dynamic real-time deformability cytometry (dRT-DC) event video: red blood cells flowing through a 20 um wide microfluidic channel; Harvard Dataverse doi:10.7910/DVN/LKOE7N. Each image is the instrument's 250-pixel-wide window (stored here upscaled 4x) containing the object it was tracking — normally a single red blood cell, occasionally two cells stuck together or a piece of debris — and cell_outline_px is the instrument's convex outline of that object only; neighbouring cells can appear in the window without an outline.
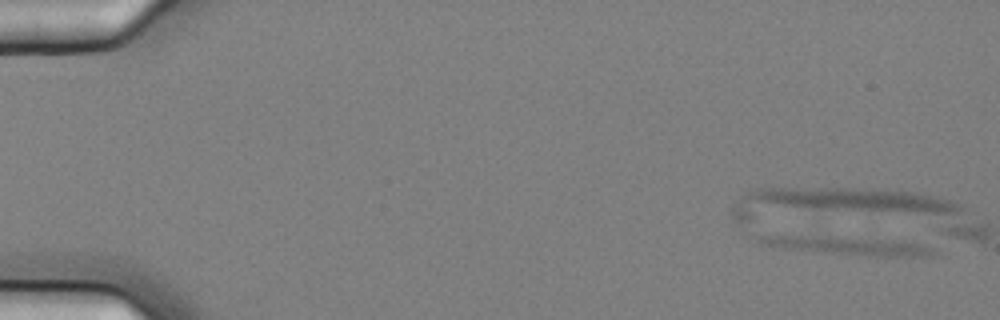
{"species": "common noctule bat (a hibernating species)", "species_latin": "Nyctalus noctula", "temperature_condition": "cold", "stored_images_in_passage": 5, "camera_frame_rate_fps": 3000, "um_per_image_px": 0.085, "animal": {"sex": "female", "body_mass_g": 25.1}, "frame": {"image": 1, "passage_image": 1, "time_ms": 0.0, "image_size_px": [1000, 320], "cell_outline_px": [[940, 252], [932, 256], [868, 256], [784, 248], [760, 244], [756, 240], [760, 236], [832, 236], [880, 240], [920, 244], [932, 248]], "centroid_in_image_um": [72.12, 20.89], "position_along_channel_um": 12.9, "area_um2": 17.74}}